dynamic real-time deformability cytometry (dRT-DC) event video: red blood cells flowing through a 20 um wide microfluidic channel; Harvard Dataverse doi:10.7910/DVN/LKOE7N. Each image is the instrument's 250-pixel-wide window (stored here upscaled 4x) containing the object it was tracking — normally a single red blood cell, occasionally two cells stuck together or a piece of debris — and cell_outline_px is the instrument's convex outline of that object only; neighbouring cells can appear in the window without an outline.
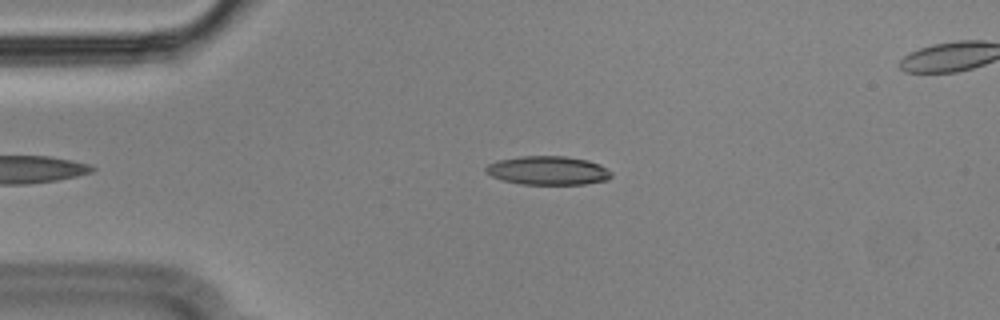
{"species": "Egyptian fruit bat (a non-hibernating species)", "species_latin": "Rousettus aegyptiacus", "temperature_condition": "cold", "stored_images_in_passage": 45, "camera_frame_rate_fps": 3000, "um_per_image_px": 0.085, "animal": {"sex": "male"}, "frame": {"image": 1, "passage_image": 9, "time_ms": 2.667, "image_size_px": [1000, 320], "cell_outline_px": [[612, 176], [608, 180], [584, 184], [520, 184], [504, 180], [492, 176], [484, 172], [484, 168], [488, 164], [500, 160], [520, 156], [564, 156], [588, 160], [600, 164], [612, 172]], "centroid_in_image_um": [46.59, 14.49], "position_along_channel_um": 38.4, "area_um2": 21.04}}
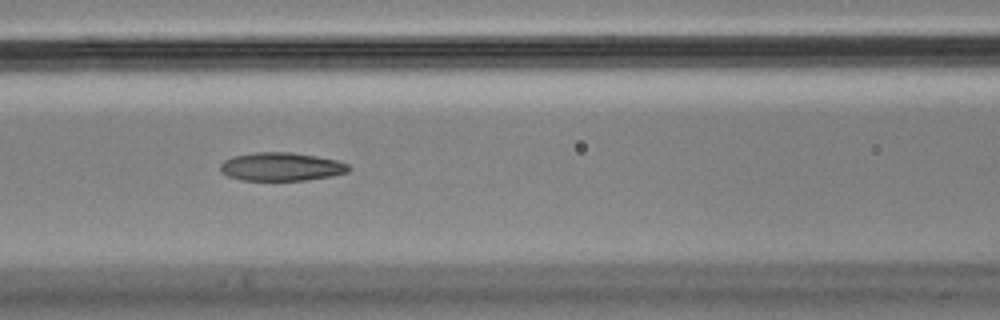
{"frame": {"image": 2, "passage_image": 20, "time_ms": 6.333, "image_size_px": [1000, 320], "cell_outline_px": [[352, 168], [348, 172], [332, 176], [308, 180], [240, 180], [228, 176], [220, 172], [220, 164], [224, 160], [232, 156], [252, 152], [292, 152], [316, 156], [336, 160], [348, 164]], "centroid_in_image_um": [23.9, 14.17], "position_along_channel_um": 142.7, "area_um2": 21.44}}
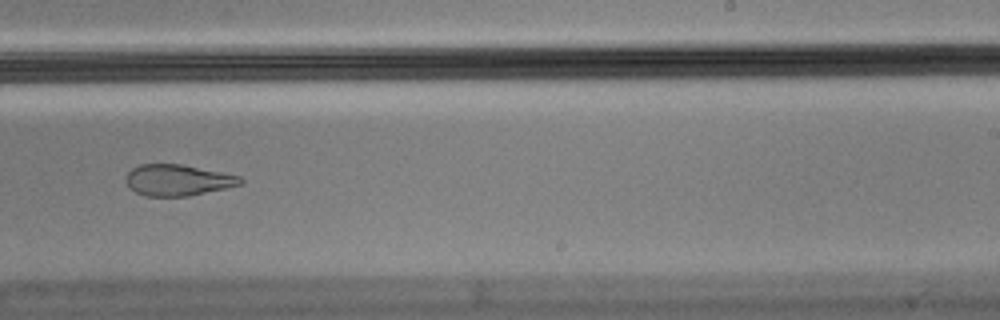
{"frame": {"image": 3, "passage_image": 31, "time_ms": 10.0, "image_size_px": [1000, 320], "cell_outline_px": [[244, 184], [188, 196], [144, 196], [128, 188], [128, 172], [132, 168], [140, 164], [180, 164], [240, 176], [244, 180]], "centroid_in_image_um": [15.12, 15.31], "position_along_channel_um": 273.9, "area_um2": 20.63}, "authors_computed_cell_mechanics": {"area_um2": 21.8484, "velocity_mm_per_s": 3.5826, "shape_relaxation_time_tau1_ms": null, "shape_relaxation_time_tau2_ms": 2.6624, "deformation_change_tau1": null, "deformation_change_tau2": 0.0985}}